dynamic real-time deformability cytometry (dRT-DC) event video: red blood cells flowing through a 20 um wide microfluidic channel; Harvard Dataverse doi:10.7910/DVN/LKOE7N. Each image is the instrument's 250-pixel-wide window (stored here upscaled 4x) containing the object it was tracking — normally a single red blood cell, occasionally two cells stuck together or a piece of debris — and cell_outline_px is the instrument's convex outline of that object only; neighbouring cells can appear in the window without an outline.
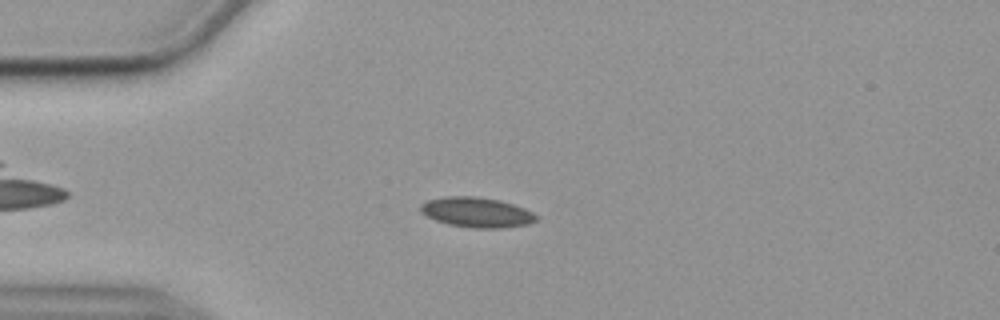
{"species": "common noctule bat (a hibernating species)", "species_latin": "Nyctalus noctula", "temperature_condition": "cold", "stored_images_in_passage": 55, "camera_frame_rate_fps": 3000, "um_per_image_px": 0.085, "animal": {"sex": "female", "body_mass_g": 19.9}, "frame": {"image": 1, "passage_image": 13, "time_ms": 4.0, "image_size_px": [1000, 320], "cell_outline_px": [[540, 216], [536, 220], [528, 224], [500, 228], [472, 228], [448, 224], [436, 220], [420, 212], [420, 204], [428, 200], [444, 196], [476, 196], [500, 200], [524, 208]], "centroid_in_image_um": [40.52, 18.04], "position_along_channel_um": 44.5, "area_um2": 20.29}}
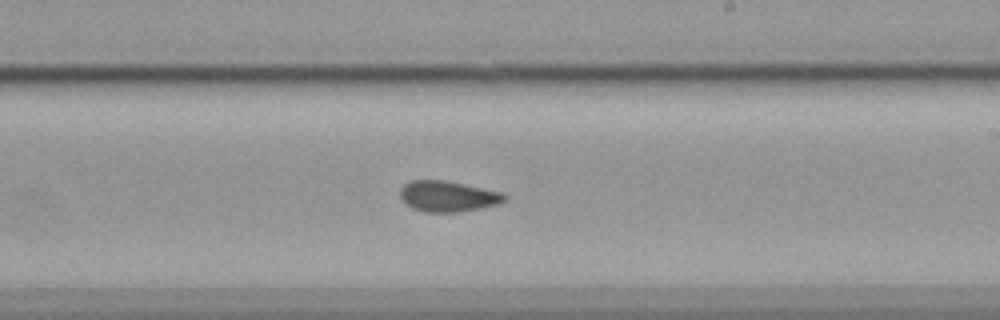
{"frame": {"image": 2, "passage_image": 32, "time_ms": 10.333, "image_size_px": [1000, 320], "cell_outline_px": [[508, 196], [500, 204], [480, 208], [456, 212], [428, 212], [412, 208], [404, 204], [400, 200], [400, 188], [404, 184], [412, 180], [444, 180], [504, 192]], "centroid_in_image_um": [38.06, 16.68], "position_along_channel_um": 250.9, "area_um2": 18.9}}
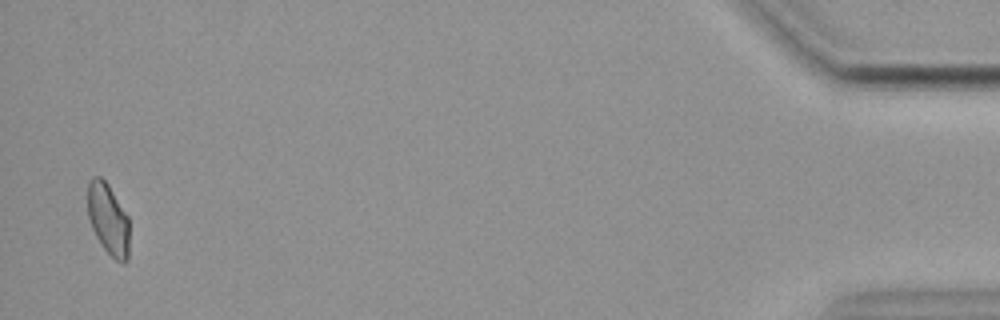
{"frame": {"image": 3, "passage_image": 54, "time_ms": 17.667, "image_size_px": [1000, 320], "cell_outline_px": [[128, 260], [124, 264], [120, 264], [100, 244], [92, 228], [88, 216], [88, 180], [92, 176], [100, 176], [108, 184], [128, 216]], "centroid_in_image_um": [9.19, 18.63], "position_along_channel_um": 426.0, "area_um2": 17.34}, "authors_computed_cell_mechanics": {"area_um2": 18.6694, "velocity_mm_per_s": 3.5714, "shape_relaxation_time_tau1_ms": null, "shape_relaxation_time_tau2_ms": 2.202, "deformation_change_tau1": null, "deformation_change_tau2": 0.072}}